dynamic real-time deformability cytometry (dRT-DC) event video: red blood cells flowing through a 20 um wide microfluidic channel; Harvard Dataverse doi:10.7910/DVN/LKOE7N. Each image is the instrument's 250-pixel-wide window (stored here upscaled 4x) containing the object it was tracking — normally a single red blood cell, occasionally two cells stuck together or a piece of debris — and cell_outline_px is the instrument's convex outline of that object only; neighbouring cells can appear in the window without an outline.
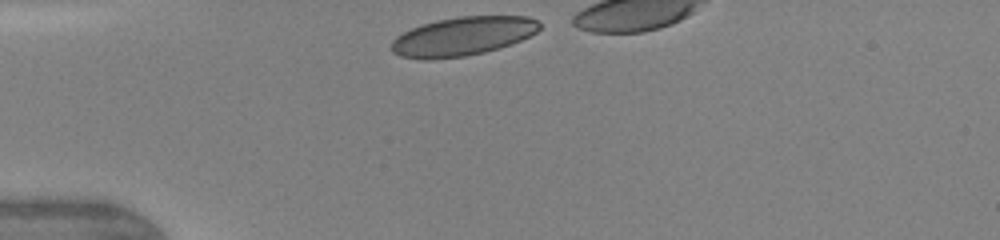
{"species": "human", "species_latin": "Homo sapiens", "temperature_condition": "warm", "stored_images_in_passage": 8, "camera_frame_rate_fps": 3000, "um_per_image_px": 0.085, "donor": {"sex": "female"}, "frame": {"image": 1, "passage_image": 1, "time_ms": 0.0, "image_size_px": [1000, 240], "cell_outline_px": [[540, 28], [536, 32], [520, 40], [500, 48], [484, 52], [464, 56], [432, 60], [424, 60], [400, 56], [392, 52], [392, 40], [396, 36], [412, 28], [436, 20], [460, 16], [528, 16], [536, 20], [540, 24]], "centroid_in_image_um": [39.31, 3.09], "position_along_channel_um": 45.7, "area_um2": 33.41}}